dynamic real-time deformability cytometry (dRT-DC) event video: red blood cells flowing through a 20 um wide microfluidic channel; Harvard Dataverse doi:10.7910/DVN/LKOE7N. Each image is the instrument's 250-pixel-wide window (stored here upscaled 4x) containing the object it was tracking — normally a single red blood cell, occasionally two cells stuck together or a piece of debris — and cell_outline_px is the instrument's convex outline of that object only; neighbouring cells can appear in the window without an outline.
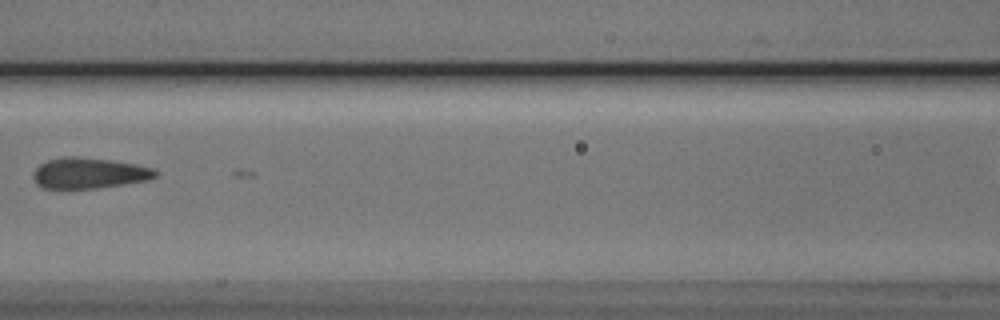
{"species": "Egyptian fruit bat (a non-hibernating species)", "species_latin": "Rousettus aegyptiacus", "temperature_condition": "cold", "stored_images_in_passage": 8, "camera_frame_rate_fps": 3000, "um_per_image_px": 0.085, "animal": {"sex": "male"}, "frame": {"image": 1, "passage_image": 5, "time_ms": 4.667, "image_size_px": [1000, 320], "cell_outline_px": [[160, 172], [156, 176], [148, 180], [124, 184], [96, 188], [40, 188], [36, 184], [32, 176], [32, 172], [40, 164], [48, 160], [68, 156], [72, 156], [108, 160], [136, 164], [152, 168]], "centroid_in_image_um": [7.55, 14.72], "position_along_channel_um": 159.0, "area_um2": 21.85}}
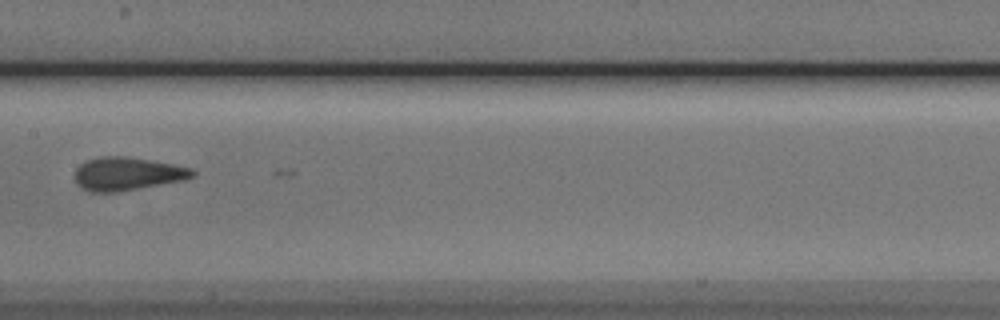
{"frame": {"image": 2, "passage_image": 6, "time_ms": 5.667, "image_size_px": [1000, 320], "cell_outline_px": [[196, 172], [192, 176], [184, 180], [116, 192], [88, 192], [76, 184], [76, 168], [80, 164], [88, 160], [100, 156], [128, 156], [172, 164], [192, 168]], "centroid_in_image_um": [10.8, 14.77], "position_along_channel_um": 196.6, "area_um2": 22.66}}
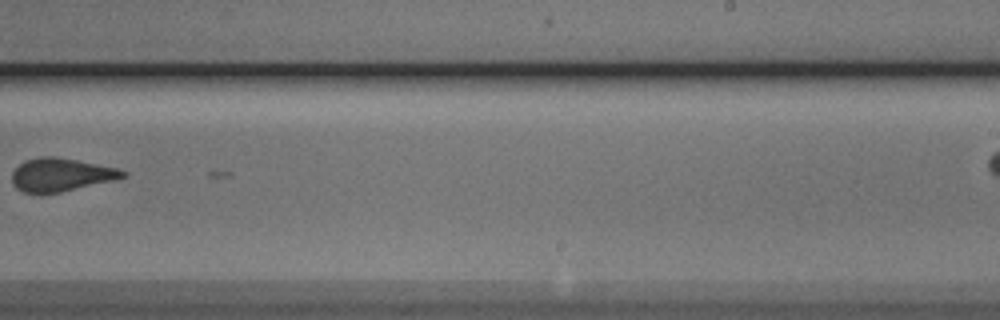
{"frame": {"image": 3, "passage_image": 8, "time_ms": 8.0, "image_size_px": [1000, 320], "cell_outline_px": [[128, 172], [124, 176], [112, 180], [60, 192], [24, 192], [16, 188], [12, 184], [12, 172], [24, 160], [40, 156], [52, 156], [76, 160], [116, 168]], "centroid_in_image_um": [5.13, 14.84], "position_along_channel_um": 283.9, "area_um2": 20.92}}